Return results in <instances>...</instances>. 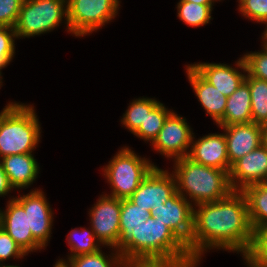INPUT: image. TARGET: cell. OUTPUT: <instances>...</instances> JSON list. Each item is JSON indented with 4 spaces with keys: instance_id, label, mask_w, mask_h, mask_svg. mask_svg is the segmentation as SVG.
I'll return each instance as SVG.
<instances>
[{
    "instance_id": "6da1fadb",
    "label": "cell",
    "mask_w": 267,
    "mask_h": 267,
    "mask_svg": "<svg viewBox=\"0 0 267 267\" xmlns=\"http://www.w3.org/2000/svg\"><path fill=\"white\" fill-rule=\"evenodd\" d=\"M196 207L193 233L186 247L197 264L207 248L241 252L243 257L249 252L254 230L249 220L247 201L241 191H232L224 199Z\"/></svg>"
},
{
    "instance_id": "7a4b0ae2",
    "label": "cell",
    "mask_w": 267,
    "mask_h": 267,
    "mask_svg": "<svg viewBox=\"0 0 267 267\" xmlns=\"http://www.w3.org/2000/svg\"><path fill=\"white\" fill-rule=\"evenodd\" d=\"M125 262H160L174 267H196L186 245L160 220L149 216L133 228L132 235L117 249Z\"/></svg>"
},
{
    "instance_id": "3957f363",
    "label": "cell",
    "mask_w": 267,
    "mask_h": 267,
    "mask_svg": "<svg viewBox=\"0 0 267 267\" xmlns=\"http://www.w3.org/2000/svg\"><path fill=\"white\" fill-rule=\"evenodd\" d=\"M174 161L177 192L186 200L189 195L195 206L224 199L233 191L226 171L202 165L188 156Z\"/></svg>"
},
{
    "instance_id": "277c9868",
    "label": "cell",
    "mask_w": 267,
    "mask_h": 267,
    "mask_svg": "<svg viewBox=\"0 0 267 267\" xmlns=\"http://www.w3.org/2000/svg\"><path fill=\"white\" fill-rule=\"evenodd\" d=\"M31 105L9 102L0 113V159L28 154L40 140V124Z\"/></svg>"
},
{
    "instance_id": "5b68a950",
    "label": "cell",
    "mask_w": 267,
    "mask_h": 267,
    "mask_svg": "<svg viewBox=\"0 0 267 267\" xmlns=\"http://www.w3.org/2000/svg\"><path fill=\"white\" fill-rule=\"evenodd\" d=\"M154 167L155 165L145 157L137 156L128 147L122 148L103 168L104 176L112 188L108 196L129 198Z\"/></svg>"
},
{
    "instance_id": "8992f818",
    "label": "cell",
    "mask_w": 267,
    "mask_h": 267,
    "mask_svg": "<svg viewBox=\"0 0 267 267\" xmlns=\"http://www.w3.org/2000/svg\"><path fill=\"white\" fill-rule=\"evenodd\" d=\"M66 20L67 0H24L14 30L17 38L40 35L54 30Z\"/></svg>"
},
{
    "instance_id": "52a82bcc",
    "label": "cell",
    "mask_w": 267,
    "mask_h": 267,
    "mask_svg": "<svg viewBox=\"0 0 267 267\" xmlns=\"http://www.w3.org/2000/svg\"><path fill=\"white\" fill-rule=\"evenodd\" d=\"M116 0H67V22L71 33L85 36L100 29L118 13Z\"/></svg>"
},
{
    "instance_id": "ba28073f",
    "label": "cell",
    "mask_w": 267,
    "mask_h": 267,
    "mask_svg": "<svg viewBox=\"0 0 267 267\" xmlns=\"http://www.w3.org/2000/svg\"><path fill=\"white\" fill-rule=\"evenodd\" d=\"M91 229L102 245L119 248L121 199L101 195L89 212Z\"/></svg>"
},
{
    "instance_id": "9c48e42d",
    "label": "cell",
    "mask_w": 267,
    "mask_h": 267,
    "mask_svg": "<svg viewBox=\"0 0 267 267\" xmlns=\"http://www.w3.org/2000/svg\"><path fill=\"white\" fill-rule=\"evenodd\" d=\"M176 192V180L173 173L170 174L155 166L129 199L151 213L153 208L160 207Z\"/></svg>"
},
{
    "instance_id": "30bf717a",
    "label": "cell",
    "mask_w": 267,
    "mask_h": 267,
    "mask_svg": "<svg viewBox=\"0 0 267 267\" xmlns=\"http://www.w3.org/2000/svg\"><path fill=\"white\" fill-rule=\"evenodd\" d=\"M178 192L158 208H153L151 216L160 220L187 246L193 233L194 208Z\"/></svg>"
},
{
    "instance_id": "8fae6325",
    "label": "cell",
    "mask_w": 267,
    "mask_h": 267,
    "mask_svg": "<svg viewBox=\"0 0 267 267\" xmlns=\"http://www.w3.org/2000/svg\"><path fill=\"white\" fill-rule=\"evenodd\" d=\"M190 126L185 118L172 112L165 120L162 129L152 145L154 150L167 158L175 160L188 156L189 147H191L194 138Z\"/></svg>"
},
{
    "instance_id": "7c38bea8",
    "label": "cell",
    "mask_w": 267,
    "mask_h": 267,
    "mask_svg": "<svg viewBox=\"0 0 267 267\" xmlns=\"http://www.w3.org/2000/svg\"><path fill=\"white\" fill-rule=\"evenodd\" d=\"M28 214V228L33 238L44 248L51 237L54 214L42 190H33L14 198Z\"/></svg>"
},
{
    "instance_id": "4fadbf2b",
    "label": "cell",
    "mask_w": 267,
    "mask_h": 267,
    "mask_svg": "<svg viewBox=\"0 0 267 267\" xmlns=\"http://www.w3.org/2000/svg\"><path fill=\"white\" fill-rule=\"evenodd\" d=\"M229 182L233 191H242L249 185L267 182V148L261 144L235 161L229 171Z\"/></svg>"
},
{
    "instance_id": "5bb4252c",
    "label": "cell",
    "mask_w": 267,
    "mask_h": 267,
    "mask_svg": "<svg viewBox=\"0 0 267 267\" xmlns=\"http://www.w3.org/2000/svg\"><path fill=\"white\" fill-rule=\"evenodd\" d=\"M7 204L5 211L0 210V226L27 255L33 250L43 249L28 228V214L24 208L14 198L10 199Z\"/></svg>"
},
{
    "instance_id": "9a60e30c",
    "label": "cell",
    "mask_w": 267,
    "mask_h": 267,
    "mask_svg": "<svg viewBox=\"0 0 267 267\" xmlns=\"http://www.w3.org/2000/svg\"><path fill=\"white\" fill-rule=\"evenodd\" d=\"M224 129L229 164L257 149L261 144L262 126L255 123L219 126Z\"/></svg>"
},
{
    "instance_id": "2e32d148",
    "label": "cell",
    "mask_w": 267,
    "mask_h": 267,
    "mask_svg": "<svg viewBox=\"0 0 267 267\" xmlns=\"http://www.w3.org/2000/svg\"><path fill=\"white\" fill-rule=\"evenodd\" d=\"M188 157L202 165L226 171L229 174L231 165L227 155L224 134H208L196 141L192 139Z\"/></svg>"
},
{
    "instance_id": "e0dca14e",
    "label": "cell",
    "mask_w": 267,
    "mask_h": 267,
    "mask_svg": "<svg viewBox=\"0 0 267 267\" xmlns=\"http://www.w3.org/2000/svg\"><path fill=\"white\" fill-rule=\"evenodd\" d=\"M186 72L200 103L218 124L224 117L227 97L206 81L191 65H187Z\"/></svg>"
},
{
    "instance_id": "ac0fdd59",
    "label": "cell",
    "mask_w": 267,
    "mask_h": 267,
    "mask_svg": "<svg viewBox=\"0 0 267 267\" xmlns=\"http://www.w3.org/2000/svg\"><path fill=\"white\" fill-rule=\"evenodd\" d=\"M191 66L224 96L229 97L245 81L246 75L230 65L221 63H194Z\"/></svg>"
},
{
    "instance_id": "d6986e66",
    "label": "cell",
    "mask_w": 267,
    "mask_h": 267,
    "mask_svg": "<svg viewBox=\"0 0 267 267\" xmlns=\"http://www.w3.org/2000/svg\"><path fill=\"white\" fill-rule=\"evenodd\" d=\"M0 160L13 189L28 187L38 176L39 165L32 153L9 155Z\"/></svg>"
},
{
    "instance_id": "ffe728a7",
    "label": "cell",
    "mask_w": 267,
    "mask_h": 267,
    "mask_svg": "<svg viewBox=\"0 0 267 267\" xmlns=\"http://www.w3.org/2000/svg\"><path fill=\"white\" fill-rule=\"evenodd\" d=\"M252 123L249 85L244 81L236 91L227 97L226 110L218 126Z\"/></svg>"
},
{
    "instance_id": "44dd1931",
    "label": "cell",
    "mask_w": 267,
    "mask_h": 267,
    "mask_svg": "<svg viewBox=\"0 0 267 267\" xmlns=\"http://www.w3.org/2000/svg\"><path fill=\"white\" fill-rule=\"evenodd\" d=\"M241 192L247 201L252 229L267 224V182L249 185Z\"/></svg>"
},
{
    "instance_id": "7402d4cb",
    "label": "cell",
    "mask_w": 267,
    "mask_h": 267,
    "mask_svg": "<svg viewBox=\"0 0 267 267\" xmlns=\"http://www.w3.org/2000/svg\"><path fill=\"white\" fill-rule=\"evenodd\" d=\"M171 113L160 101L146 98V119L134 135L153 143Z\"/></svg>"
},
{
    "instance_id": "603a6c76",
    "label": "cell",
    "mask_w": 267,
    "mask_h": 267,
    "mask_svg": "<svg viewBox=\"0 0 267 267\" xmlns=\"http://www.w3.org/2000/svg\"><path fill=\"white\" fill-rule=\"evenodd\" d=\"M151 213L134 204L129 198L121 199L119 247L132 235L133 228L141 225Z\"/></svg>"
},
{
    "instance_id": "cb8c5ba5",
    "label": "cell",
    "mask_w": 267,
    "mask_h": 267,
    "mask_svg": "<svg viewBox=\"0 0 267 267\" xmlns=\"http://www.w3.org/2000/svg\"><path fill=\"white\" fill-rule=\"evenodd\" d=\"M251 97L252 122L257 125L267 124V81L246 75Z\"/></svg>"
},
{
    "instance_id": "d4e9b609",
    "label": "cell",
    "mask_w": 267,
    "mask_h": 267,
    "mask_svg": "<svg viewBox=\"0 0 267 267\" xmlns=\"http://www.w3.org/2000/svg\"><path fill=\"white\" fill-rule=\"evenodd\" d=\"M80 230L77 228L73 229L70 231L69 235H67L68 245L71 251L68 259L82 254H93L98 252L101 248V245H99L101 243L92 229L89 231L88 229L81 228Z\"/></svg>"
},
{
    "instance_id": "484cf974",
    "label": "cell",
    "mask_w": 267,
    "mask_h": 267,
    "mask_svg": "<svg viewBox=\"0 0 267 267\" xmlns=\"http://www.w3.org/2000/svg\"><path fill=\"white\" fill-rule=\"evenodd\" d=\"M212 6L179 1L177 14L185 24L192 27H200L211 20Z\"/></svg>"
},
{
    "instance_id": "4316f807",
    "label": "cell",
    "mask_w": 267,
    "mask_h": 267,
    "mask_svg": "<svg viewBox=\"0 0 267 267\" xmlns=\"http://www.w3.org/2000/svg\"><path fill=\"white\" fill-rule=\"evenodd\" d=\"M243 258L249 267H267V224L254 229L251 248Z\"/></svg>"
},
{
    "instance_id": "83f0119b",
    "label": "cell",
    "mask_w": 267,
    "mask_h": 267,
    "mask_svg": "<svg viewBox=\"0 0 267 267\" xmlns=\"http://www.w3.org/2000/svg\"><path fill=\"white\" fill-rule=\"evenodd\" d=\"M260 52H251L243 55L236 66L253 78L267 81V44H263Z\"/></svg>"
},
{
    "instance_id": "f1b7e54d",
    "label": "cell",
    "mask_w": 267,
    "mask_h": 267,
    "mask_svg": "<svg viewBox=\"0 0 267 267\" xmlns=\"http://www.w3.org/2000/svg\"><path fill=\"white\" fill-rule=\"evenodd\" d=\"M113 256L105 257L102 250L93 254H82L67 260L72 267H121L124 264L122 255L118 250ZM115 255V256H114Z\"/></svg>"
},
{
    "instance_id": "f546056e",
    "label": "cell",
    "mask_w": 267,
    "mask_h": 267,
    "mask_svg": "<svg viewBox=\"0 0 267 267\" xmlns=\"http://www.w3.org/2000/svg\"><path fill=\"white\" fill-rule=\"evenodd\" d=\"M146 119V98L133 100L121 119L122 124L134 134Z\"/></svg>"
},
{
    "instance_id": "4dcf8cb0",
    "label": "cell",
    "mask_w": 267,
    "mask_h": 267,
    "mask_svg": "<svg viewBox=\"0 0 267 267\" xmlns=\"http://www.w3.org/2000/svg\"><path fill=\"white\" fill-rule=\"evenodd\" d=\"M15 38H17V36L14 28L0 26V74L1 69L6 67L14 57Z\"/></svg>"
},
{
    "instance_id": "1f68e13d",
    "label": "cell",
    "mask_w": 267,
    "mask_h": 267,
    "mask_svg": "<svg viewBox=\"0 0 267 267\" xmlns=\"http://www.w3.org/2000/svg\"><path fill=\"white\" fill-rule=\"evenodd\" d=\"M242 16L267 24V0H238Z\"/></svg>"
},
{
    "instance_id": "d6a6232c",
    "label": "cell",
    "mask_w": 267,
    "mask_h": 267,
    "mask_svg": "<svg viewBox=\"0 0 267 267\" xmlns=\"http://www.w3.org/2000/svg\"><path fill=\"white\" fill-rule=\"evenodd\" d=\"M24 0H0V26L14 28Z\"/></svg>"
},
{
    "instance_id": "836d02e7",
    "label": "cell",
    "mask_w": 267,
    "mask_h": 267,
    "mask_svg": "<svg viewBox=\"0 0 267 267\" xmlns=\"http://www.w3.org/2000/svg\"><path fill=\"white\" fill-rule=\"evenodd\" d=\"M27 254L0 226V260L5 262L9 258H21Z\"/></svg>"
},
{
    "instance_id": "e575fe53",
    "label": "cell",
    "mask_w": 267,
    "mask_h": 267,
    "mask_svg": "<svg viewBox=\"0 0 267 267\" xmlns=\"http://www.w3.org/2000/svg\"><path fill=\"white\" fill-rule=\"evenodd\" d=\"M12 189L13 187L9 183L8 177L3 170V166L0 161V196L7 195L8 192H11Z\"/></svg>"
},
{
    "instance_id": "d590c367",
    "label": "cell",
    "mask_w": 267,
    "mask_h": 267,
    "mask_svg": "<svg viewBox=\"0 0 267 267\" xmlns=\"http://www.w3.org/2000/svg\"><path fill=\"white\" fill-rule=\"evenodd\" d=\"M121 267H174V266L160 262H124V264Z\"/></svg>"
},
{
    "instance_id": "8d00e7d4",
    "label": "cell",
    "mask_w": 267,
    "mask_h": 267,
    "mask_svg": "<svg viewBox=\"0 0 267 267\" xmlns=\"http://www.w3.org/2000/svg\"><path fill=\"white\" fill-rule=\"evenodd\" d=\"M261 140H262V145L267 148V124L262 125V136H261Z\"/></svg>"
},
{
    "instance_id": "74e56055",
    "label": "cell",
    "mask_w": 267,
    "mask_h": 267,
    "mask_svg": "<svg viewBox=\"0 0 267 267\" xmlns=\"http://www.w3.org/2000/svg\"><path fill=\"white\" fill-rule=\"evenodd\" d=\"M184 2H192L196 4H203V5H213L214 3L211 0H180Z\"/></svg>"
},
{
    "instance_id": "f35d334b",
    "label": "cell",
    "mask_w": 267,
    "mask_h": 267,
    "mask_svg": "<svg viewBox=\"0 0 267 267\" xmlns=\"http://www.w3.org/2000/svg\"><path fill=\"white\" fill-rule=\"evenodd\" d=\"M54 267H72L68 261H64L63 259H59Z\"/></svg>"
},
{
    "instance_id": "ab89813d",
    "label": "cell",
    "mask_w": 267,
    "mask_h": 267,
    "mask_svg": "<svg viewBox=\"0 0 267 267\" xmlns=\"http://www.w3.org/2000/svg\"><path fill=\"white\" fill-rule=\"evenodd\" d=\"M264 35L262 36V39H263V43L267 44V24H266V29L263 33Z\"/></svg>"
},
{
    "instance_id": "60d3db41",
    "label": "cell",
    "mask_w": 267,
    "mask_h": 267,
    "mask_svg": "<svg viewBox=\"0 0 267 267\" xmlns=\"http://www.w3.org/2000/svg\"><path fill=\"white\" fill-rule=\"evenodd\" d=\"M5 267H20V266H14V265H6Z\"/></svg>"
},
{
    "instance_id": "b9f144b4",
    "label": "cell",
    "mask_w": 267,
    "mask_h": 267,
    "mask_svg": "<svg viewBox=\"0 0 267 267\" xmlns=\"http://www.w3.org/2000/svg\"><path fill=\"white\" fill-rule=\"evenodd\" d=\"M1 262L2 261L0 260V267H5L6 265H3Z\"/></svg>"
},
{
    "instance_id": "7bdbcfd3",
    "label": "cell",
    "mask_w": 267,
    "mask_h": 267,
    "mask_svg": "<svg viewBox=\"0 0 267 267\" xmlns=\"http://www.w3.org/2000/svg\"><path fill=\"white\" fill-rule=\"evenodd\" d=\"M1 76H2V75L0 74V86H1V83H2V81H1ZM0 88H1V87H0Z\"/></svg>"
}]
</instances>
